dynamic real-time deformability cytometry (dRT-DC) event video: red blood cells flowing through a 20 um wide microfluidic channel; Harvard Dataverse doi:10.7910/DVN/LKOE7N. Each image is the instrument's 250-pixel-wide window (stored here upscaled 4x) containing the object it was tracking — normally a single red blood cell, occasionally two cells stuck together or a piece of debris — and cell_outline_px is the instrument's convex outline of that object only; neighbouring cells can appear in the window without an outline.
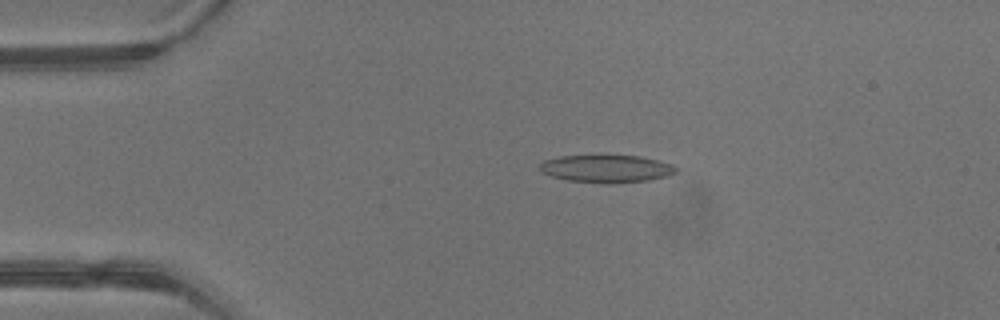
{"species": "common noctule bat (a hibernating species)", "species_latin": "Nyctalus noctula", "temperature_condition": "warm", "stored_images_in_passage": 2, "camera_frame_rate_fps": 3000, "um_per_image_px": 0.085, "animal": {"sex": "male", "body_mass_g": 13.3}, "frame": {"image": 1, "passage_image": 1, "time_ms": 0.0, "image_size_px": [1000, 320], "cell_outline_px": [[680, 168], [676, 172], [668, 176], [648, 180], [568, 180], [552, 176], [544, 172], [540, 168], [540, 164], [544, 160], [560, 156], [640, 156], [672, 164]], "centroid_in_image_um": [51.59, 14.28], "position_along_channel_um": 33.4, "area_um2": 20.58}}